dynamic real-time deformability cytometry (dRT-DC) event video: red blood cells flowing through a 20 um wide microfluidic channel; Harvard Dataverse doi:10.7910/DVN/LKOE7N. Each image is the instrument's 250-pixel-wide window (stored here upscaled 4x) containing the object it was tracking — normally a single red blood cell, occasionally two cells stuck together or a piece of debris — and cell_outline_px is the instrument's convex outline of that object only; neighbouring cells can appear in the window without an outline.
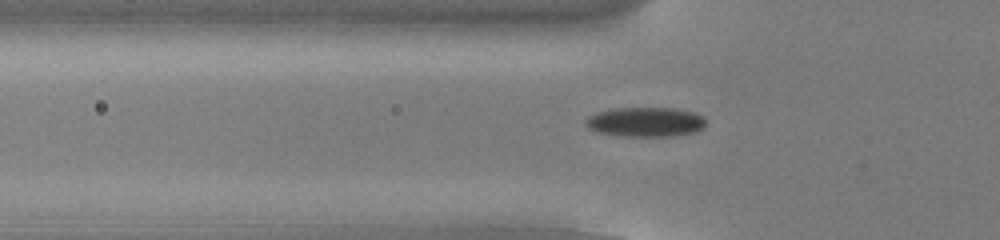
{"species": "common noctule bat (a hibernating species)", "species_latin": "Nyctalus noctula", "temperature_condition": "cold", "stored_images_in_passage": 54, "camera_frame_rate_fps": 3000, "um_per_image_px": 0.085, "animal": {"sex": "male", "body_mass_g": 13.0, "forearm_length_mm": 53.1}, "frame": {"image": 1, "passage_image": 18, "time_ms": 5.667, "image_size_px": [1000, 240], "cell_outline_px": [[704, 128], [696, 132], [676, 136], [624, 136], [596, 132], [588, 128], [584, 124], [584, 120], [588, 116], [596, 112], [612, 108], [676, 108], [692, 112], [704, 116]], "centroid_in_image_um": [54.84, 10.37], "position_along_channel_um": 71.0, "area_um2": 20.98}}
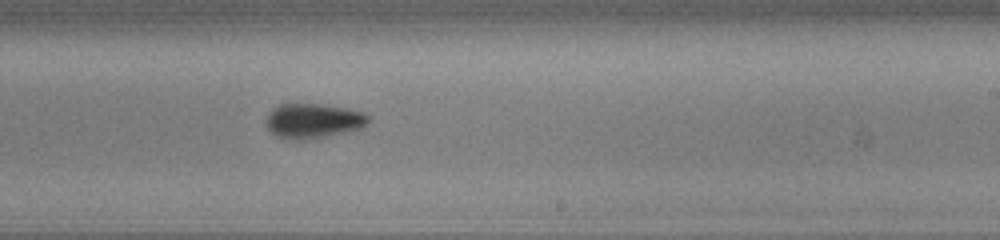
{"frame": {"image": 2, "passage_image": 33, "time_ms": 10.667, "image_size_px": [1000, 240], "cell_outline_px": [[372, 116], [368, 124], [364, 128], [352, 132], [300, 140], [288, 140], [276, 136], [268, 132], [264, 124], [264, 120], [268, 112], [276, 104], [324, 104], [348, 108], [364, 112]], "centroid_in_image_um": [26.62, 10.28], "position_along_channel_um": 262.4, "area_um2": 21.68}}
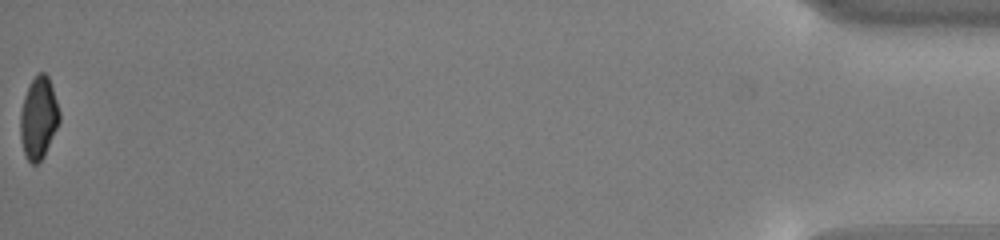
{"frame": {"image": 3, "passage_image": 54, "time_ms": 17.667, "image_size_px": [1000, 240], "cell_outline_px": [[60, 120], [44, 156], [36, 164], [32, 164], [24, 156], [20, 140], [20, 112], [24, 96], [32, 80], [40, 72], [44, 72], [48, 76], [60, 112]], "centroid_in_image_um": [3.26, 10.06], "position_along_channel_um": 431.9, "area_um2": 18.61}, "authors_computed_cell_mechanics": {"area_um2": 19.941, "velocity_mm_per_s": 3.8358, "shape_relaxation_time_tau1_ms": 3.1194, "shape_relaxation_time_tau2_ms": 8.9498, "deformation_change_tau1": 0.0939, "deformation_change_tau2": 0.1247}}